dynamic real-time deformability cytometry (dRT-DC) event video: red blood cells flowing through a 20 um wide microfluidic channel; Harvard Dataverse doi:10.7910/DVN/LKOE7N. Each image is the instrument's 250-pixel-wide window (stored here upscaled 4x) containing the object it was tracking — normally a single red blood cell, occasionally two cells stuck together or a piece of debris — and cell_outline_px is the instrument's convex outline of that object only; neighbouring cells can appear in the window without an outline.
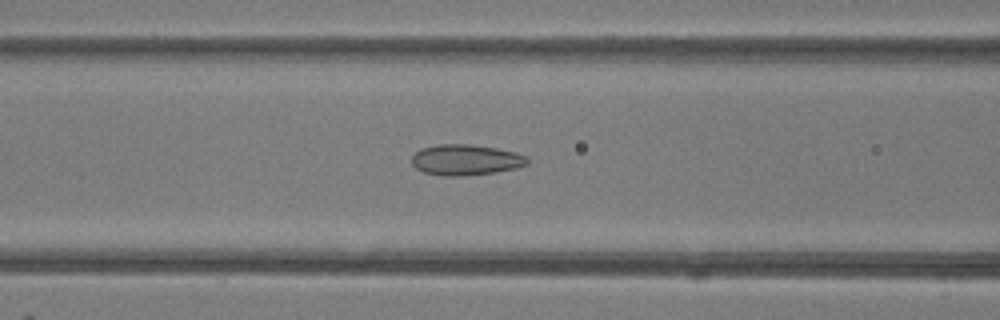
{"species": "common noctule bat (a hibernating species)", "species_latin": "Nyctalus noctula", "temperature_condition": "room temperature", "stored_images_in_passage": 49, "camera_frame_rate_fps": 3000, "um_per_image_px": 0.085, "animal": {"sex": "female"}, "frame": {"image": 1, "passage_image": 20, "time_ms": 6.333, "image_size_px": [1000, 320], "cell_outline_px": [[528, 164], [516, 168], [496, 172], [460, 176], [444, 176], [424, 172], [416, 168], [412, 164], [412, 156], [420, 148], [436, 144], [472, 144], [496, 148], [516, 152], [528, 156]], "centroid_in_image_um": [39.59, 13.58], "position_along_channel_um": 127.0, "area_um2": 20.87}}
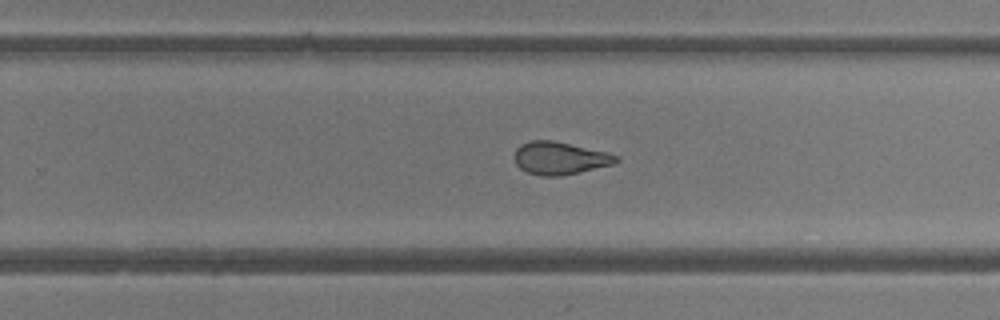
{"frame": {"image": 2, "passage_image": 31, "time_ms": 10.0, "image_size_px": [1000, 320], "cell_outline_px": [[620, 160], [612, 164], [560, 176], [540, 176], [528, 172], [520, 168], [516, 164], [516, 148], [520, 144], [532, 140], [552, 140], [608, 152], [616, 156]], "centroid_in_image_um": [47.57, 13.43], "position_along_channel_um": 282.2, "area_um2": 19.07}}
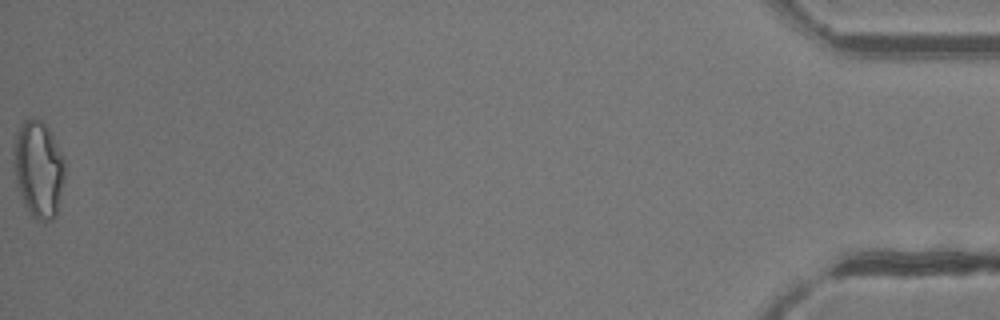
{"frame": {"image": 3, "passage_image": 49, "time_ms": 16.0, "image_size_px": [1000, 320], "cell_outline_px": [[64, 180], [56, 216], [52, 220], [44, 224], [36, 220], [32, 216], [24, 204], [16, 188], [12, 164], [12, 148], [16, 132], [20, 124], [24, 120], [40, 120], [48, 128], [64, 160]], "centroid_in_image_um": [3.22, 14.43], "position_along_channel_um": 432.0, "area_um2": 29.3}, "authors_computed_cell_mechanics": {"area_um2": 22.1952, "velocity_mm_per_s": 4.239, "shape_relaxation_time_tau1_ms": null, "shape_relaxation_time_tau2_ms": 1.6586, "deformation_change_tau1": null, "deformation_change_tau2": 0.0765}}